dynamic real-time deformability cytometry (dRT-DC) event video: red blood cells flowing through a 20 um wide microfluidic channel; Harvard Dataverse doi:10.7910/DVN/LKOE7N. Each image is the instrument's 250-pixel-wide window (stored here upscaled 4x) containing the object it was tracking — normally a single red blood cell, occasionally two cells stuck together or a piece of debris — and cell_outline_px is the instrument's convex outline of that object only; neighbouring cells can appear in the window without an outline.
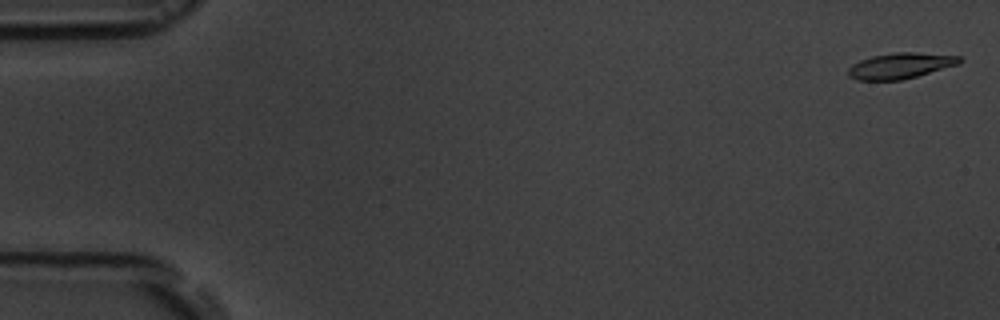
{"species": "common noctule bat (a hibernating species)", "species_latin": "Nyctalus noctula", "temperature_condition": "room temperature", "stored_images_in_passage": 5, "camera_frame_rate_fps": 3000, "um_per_image_px": 0.085, "animal": {"sex": "male", "body_mass_g": 19.5, "forearm_length_mm": 54.6}, "frame": {"image": 1, "passage_image": 1, "time_ms": 0.0, "image_size_px": [1000, 320], "cell_outline_px": [[964, 60], [960, 64], [916, 76], [900, 80], [856, 80], [848, 76], [848, 68], [852, 64], [860, 60], [872, 56], [892, 52], [912, 52], [960, 56]], "centroid_in_image_um": [76.53, 5.58], "position_along_channel_um": 8.5, "area_um2": 16.76}}
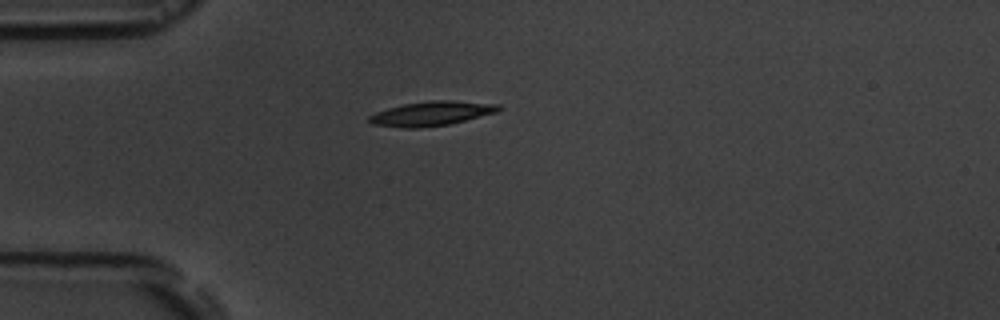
{"frame": {"image": 2, "passage_image": 5, "time_ms": 4.667, "image_size_px": [1000, 320], "cell_outline_px": [[504, 108], [496, 112], [448, 124], [416, 128], [404, 128], [372, 124], [368, 120], [368, 116], [376, 112], [388, 108], [404, 104], [428, 100], [452, 100], [500, 104]], "centroid_in_image_um": [36.68, 9.63], "position_along_channel_um": 48.3, "area_um2": 18.32}}